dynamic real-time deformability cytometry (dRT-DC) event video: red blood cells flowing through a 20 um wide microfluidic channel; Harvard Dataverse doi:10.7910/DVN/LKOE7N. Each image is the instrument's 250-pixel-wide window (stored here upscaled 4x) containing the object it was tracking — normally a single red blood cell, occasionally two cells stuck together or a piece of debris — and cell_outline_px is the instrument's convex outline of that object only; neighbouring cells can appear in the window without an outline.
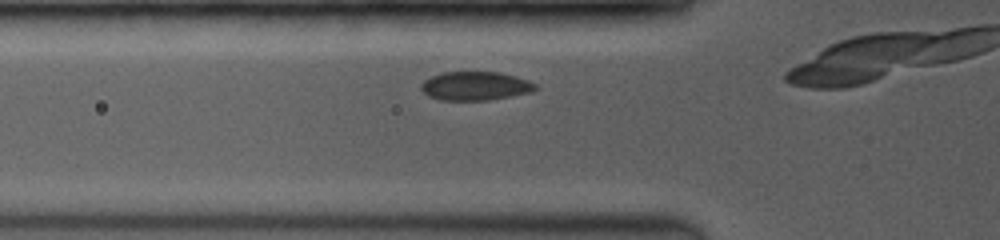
{"species": "common noctule bat (a hibernating species)", "species_latin": "Nyctalus noctula", "temperature_condition": "room temperature", "stored_images_in_passage": 6, "camera_frame_rate_fps": 3500, "um_per_image_px": 0.085, "animal": {"sex": "female", "body_mass_g": 19.0, "forearm_length_mm": 53.3}, "frame": {"image": 1, "passage_image": 3, "time_ms": 0.857, "image_size_px": [1000, 240], "cell_outline_px": [[536, 88], [532, 92], [488, 100], [440, 100], [428, 96], [420, 88], [420, 84], [424, 80], [440, 72], [500, 72], [516, 76], [528, 80], [536, 84]], "centroid_in_image_um": [40.38, 7.3], "position_along_channel_um": 85.4, "area_um2": 19.19}}
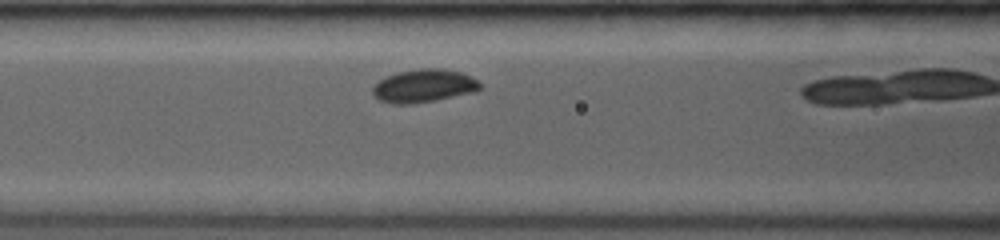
{"frame": {"image": 2, "passage_image": 5, "time_ms": 2.0, "image_size_px": [1000, 240], "cell_outline_px": [[484, 88], [472, 92], [436, 100], [412, 104], [392, 104], [380, 100], [372, 92], [372, 88], [384, 76], [396, 72], [420, 68], [440, 68], [460, 72], [472, 76]], "centroid_in_image_um": [36.02, 7.29], "position_along_channel_um": 130.6, "area_um2": 20.75}}